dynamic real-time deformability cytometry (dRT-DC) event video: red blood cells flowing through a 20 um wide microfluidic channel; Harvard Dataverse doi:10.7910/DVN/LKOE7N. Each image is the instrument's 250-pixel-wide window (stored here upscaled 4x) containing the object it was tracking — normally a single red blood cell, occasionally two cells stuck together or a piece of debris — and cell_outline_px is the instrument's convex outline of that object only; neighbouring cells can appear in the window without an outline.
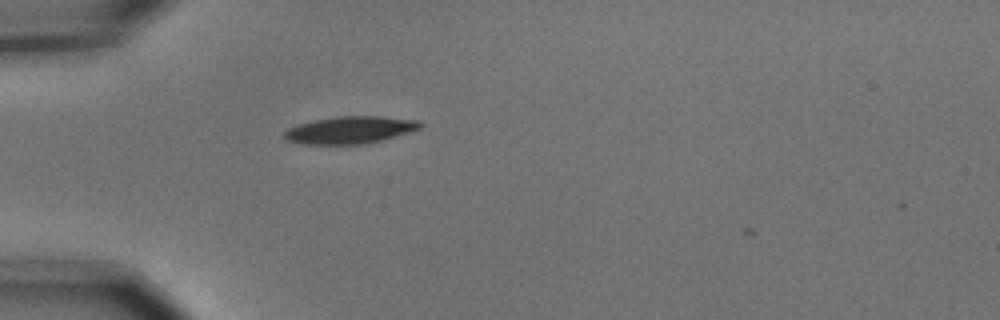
{"species": "common noctule bat (a hibernating species)", "species_latin": "Nyctalus noctula", "temperature_condition": "cold", "stored_images_in_passage": 2, "camera_frame_rate_fps": 3000, "um_per_image_px": 0.085, "animal": {"sex": "male", "body_mass_g": 15.6}, "frame": {"image": 1, "passage_image": 2, "time_ms": 0.333, "image_size_px": [1000, 320], "cell_outline_px": [[424, 124], [420, 128], [384, 140], [368, 144], [304, 144], [288, 140], [284, 136], [284, 132], [288, 128], [312, 120], [336, 116], [380, 116], [420, 120]], "centroid_in_image_um": [29.8, 11.04], "position_along_channel_um": 55.2, "area_um2": 21.68}}